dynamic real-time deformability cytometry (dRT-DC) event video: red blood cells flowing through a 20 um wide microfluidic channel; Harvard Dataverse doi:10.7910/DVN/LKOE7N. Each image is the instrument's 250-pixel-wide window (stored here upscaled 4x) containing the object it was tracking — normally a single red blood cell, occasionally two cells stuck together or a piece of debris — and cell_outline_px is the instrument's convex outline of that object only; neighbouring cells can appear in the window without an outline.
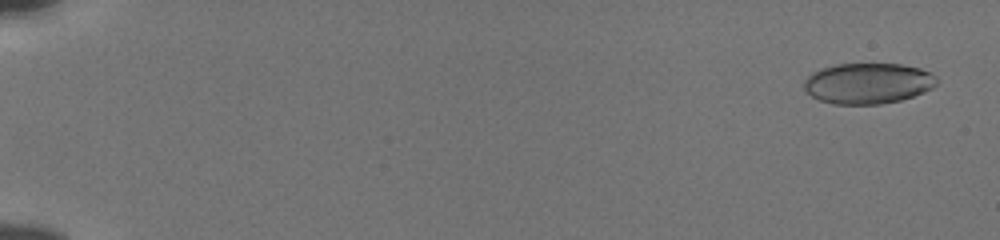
{"species": "human", "species_latin": "Homo sapiens", "temperature_condition": "cold", "stored_images_in_passage": 56, "camera_frame_rate_fps": 3000, "um_per_image_px": 0.085, "donor": {"sex": "male"}, "frame": {"image": 1, "passage_image": 3, "time_ms": 0.667, "image_size_px": [1000, 240], "cell_outline_px": [[936, 84], [932, 88], [924, 92], [900, 100], [880, 104], [832, 104], [820, 100], [812, 96], [804, 88], [804, 80], [812, 72], [820, 68], [836, 64], [900, 64], [920, 68], [936, 76]], "centroid_in_image_um": [73.75, 7.08], "position_along_channel_um": 11.2, "area_um2": 31.44}}
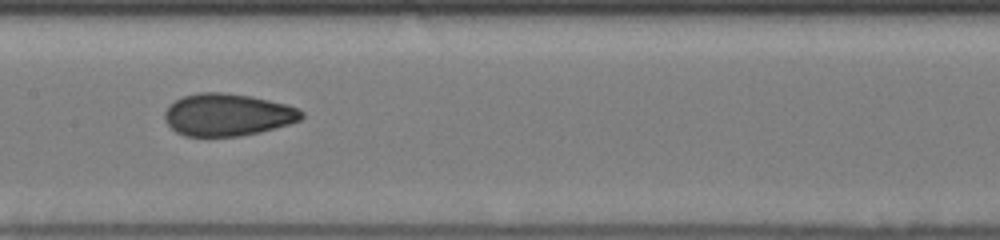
{"frame": {"image": 2, "passage_image": 31, "time_ms": 10.0, "image_size_px": [1000, 240], "cell_outline_px": [[304, 116], [300, 120], [276, 128], [260, 132], [240, 136], [184, 136], [176, 132], [164, 120], [164, 112], [168, 104], [184, 96], [200, 92], [224, 92], [252, 96], [288, 104], [304, 112]], "centroid_in_image_um": [19.34, 9.75], "position_along_channel_um": 188.1, "area_um2": 33.99}}
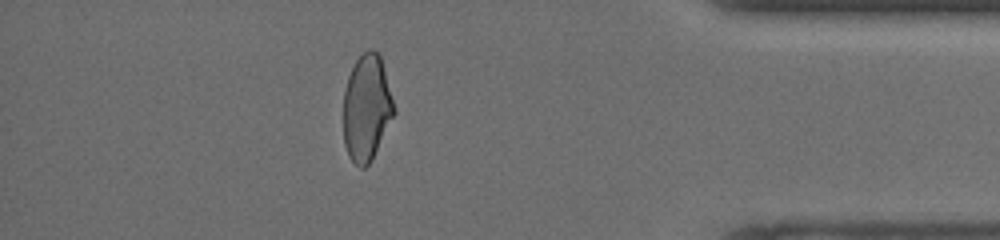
{"frame": {"image": 3, "passage_image": 50, "time_ms": 16.333, "image_size_px": [1000, 240], "cell_outline_px": [[396, 112], [372, 160], [364, 168], [360, 168], [348, 156], [344, 144], [344, 88], [348, 76], [356, 60], [368, 48], [372, 48], [380, 56], [396, 108]], "centroid_in_image_um": [31.17, 9.18], "position_along_channel_um": 404.0, "area_um2": 31.44}, "authors_computed_cell_mechanics": {"area_um2": 32.7726, "velocity_mm_per_s": 3.8544, "shape_relaxation_time_tau1_ms": 5.1817, "shape_relaxation_time_tau2_ms": 1.347, "deformation_change_tau1": 0.1455, "deformation_change_tau2": 0.0666}}